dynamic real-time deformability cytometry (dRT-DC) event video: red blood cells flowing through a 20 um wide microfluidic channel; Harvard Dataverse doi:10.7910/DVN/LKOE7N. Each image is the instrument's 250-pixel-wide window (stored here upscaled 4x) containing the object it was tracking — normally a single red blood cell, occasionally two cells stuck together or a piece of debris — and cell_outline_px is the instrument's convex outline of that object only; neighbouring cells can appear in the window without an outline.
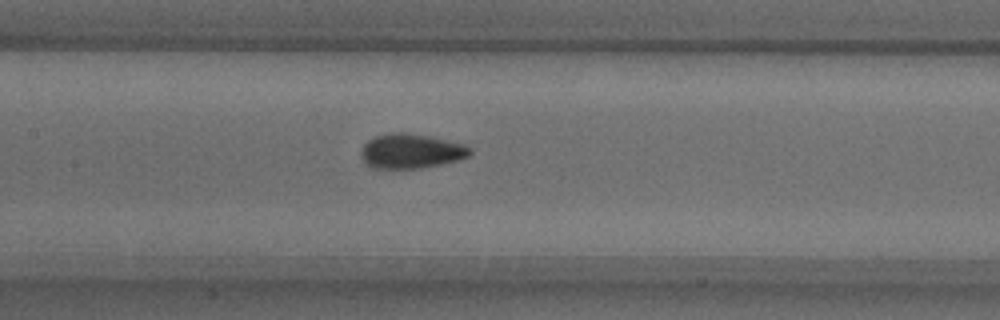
{"species": "common noctule bat (a hibernating species)", "species_latin": "Nyctalus noctula", "temperature_condition": "warm", "stored_images_in_passage": 46, "camera_frame_rate_fps": 3000, "um_per_image_px": 0.085, "animal": {"sex": "male", "body_mass_g": 18.8}, "frame": {"image": 1, "passage_image": 18, "time_ms": 5.667, "image_size_px": [1000, 320], "cell_outline_px": [[472, 152], [468, 156], [460, 160], [420, 168], [368, 168], [364, 164], [360, 156], [360, 152], [364, 144], [368, 140], [376, 136], [388, 132], [408, 132], [432, 136], [464, 144], [472, 148]], "centroid_in_image_um": [34.91, 12.84], "position_along_channel_um": 172.5, "area_um2": 22.43}}
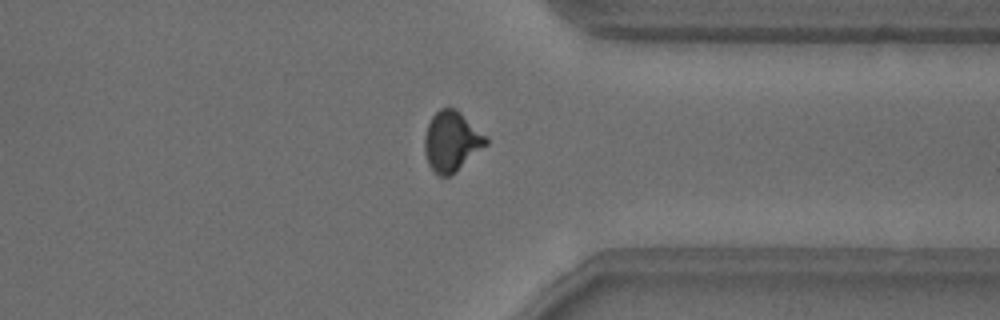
{"frame": {"image": 2, "passage_image": 34, "time_ms": 11.0, "image_size_px": [1000, 320], "cell_outline_px": [[488, 144], [452, 176], [440, 176], [428, 164], [424, 152], [424, 136], [428, 124], [432, 116], [440, 108], [456, 108], [488, 136]], "centroid_in_image_um": [38.41, 12.01], "position_along_channel_um": 373.0, "area_um2": 21.79}}
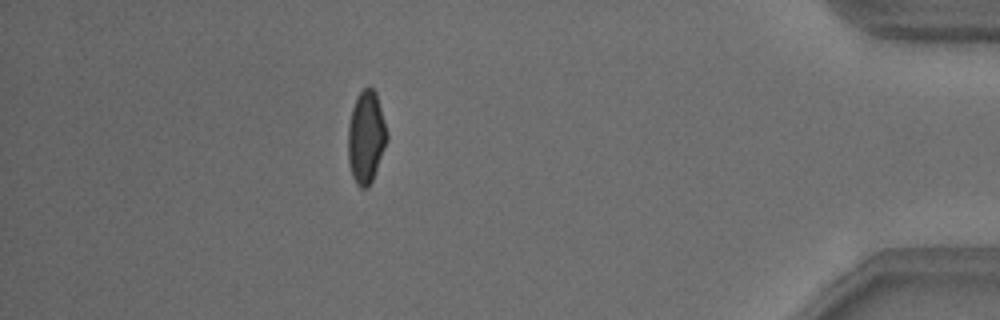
{"frame": {"image": 3, "passage_image": 40, "time_ms": 13.0, "image_size_px": [1000, 320], "cell_outline_px": [[388, 140], [372, 180], [368, 188], [360, 188], [356, 184], [352, 176], [348, 160], [348, 124], [352, 108], [356, 96], [368, 84], [376, 92], [388, 132]], "centroid_in_image_um": [31.12, 11.64], "position_along_channel_um": 404.1, "area_um2": 21.21}, "authors_computed_cell_mechanics": {"area_um2": 21.3571, "velocity_mm_per_s": 3.8513, "shape_relaxation_time_tau1_ms": 7.3902, "shape_relaxation_time_tau2_ms": null, "deformation_change_tau1": 0.1737, "deformation_change_tau2": null}}